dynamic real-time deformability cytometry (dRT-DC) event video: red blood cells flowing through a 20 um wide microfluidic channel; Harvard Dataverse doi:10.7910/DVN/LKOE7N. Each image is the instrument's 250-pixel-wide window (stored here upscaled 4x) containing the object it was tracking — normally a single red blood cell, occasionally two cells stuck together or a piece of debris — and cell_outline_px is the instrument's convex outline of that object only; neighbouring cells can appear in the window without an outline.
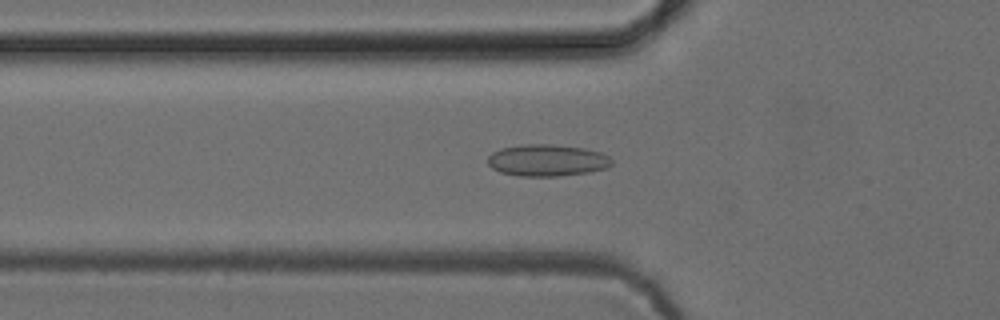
{"species": "common noctule bat (a hibernating species)", "species_latin": "Nyctalus noctula", "temperature_condition": "cold", "stored_images_in_passage": 52, "camera_frame_rate_fps": 3000, "um_per_image_px": 0.085, "animal": {"sex": "female", "body_mass_g": 24.6, "forearm_length_mm": 56.2}, "frame": {"image": 1, "passage_image": 18, "time_ms": 5.667, "image_size_px": [1000, 320], "cell_outline_px": [[612, 164], [608, 168], [588, 172], [556, 176], [520, 176], [500, 172], [492, 168], [488, 164], [488, 156], [492, 152], [500, 148], [524, 144], [552, 144], [584, 148], [600, 152], [608, 156], [612, 160]], "centroid_in_image_um": [46.49, 13.62], "position_along_channel_um": 79.3, "area_um2": 23.0}}
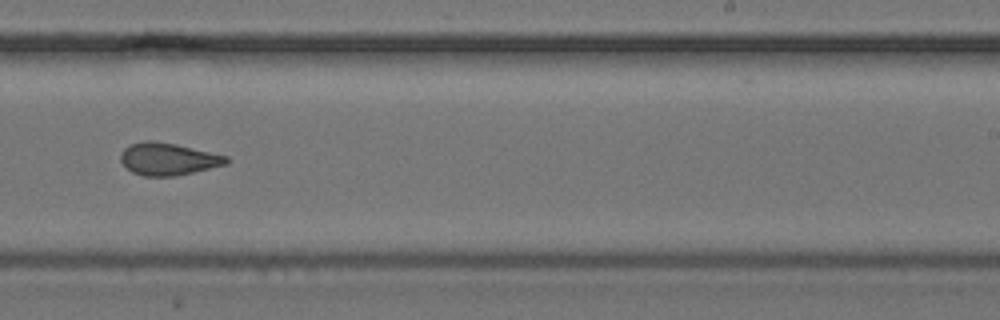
{"frame": {"image": 2, "passage_image": 33, "time_ms": 10.667, "image_size_px": [1000, 320], "cell_outline_px": [[228, 164], [176, 176], [144, 176], [132, 172], [120, 160], [120, 156], [124, 148], [132, 144], [144, 140], [152, 140], [176, 144], [228, 156]], "centroid_in_image_um": [14.3, 13.51], "position_along_channel_um": 274.7, "area_um2": 19.83}}
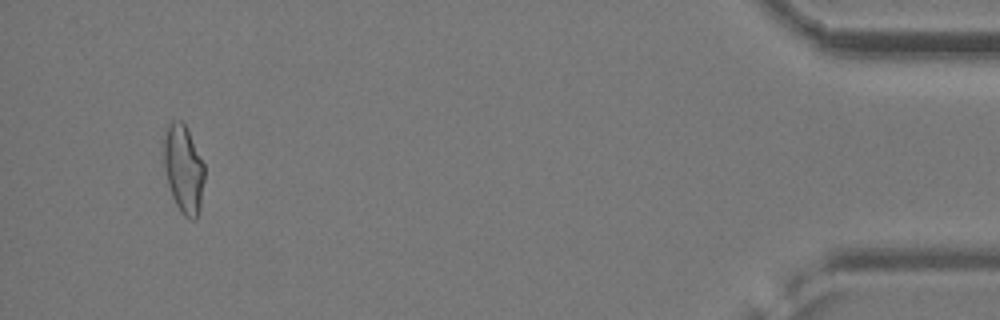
{"frame": {"image": 3, "passage_image": 50, "time_ms": 16.333, "image_size_px": [1000, 320], "cell_outline_px": [[204, 180], [200, 208], [196, 220], [192, 220], [184, 216], [180, 212], [172, 196], [168, 184], [164, 168], [164, 136], [168, 124], [172, 120], [180, 120], [184, 124], [204, 164]], "centroid_in_image_um": [15.59, 14.4], "position_along_channel_um": 419.6, "area_um2": 20.75}, "authors_computed_cell_mechanics": {"area_um2": 20.7213, "velocity_mm_per_s": 3.8922, "shape_relaxation_time_tau1_ms": null, "shape_relaxation_time_tau2_ms": 2.1187, "deformation_change_tau1": null, "deformation_change_tau2": 0.0833}}